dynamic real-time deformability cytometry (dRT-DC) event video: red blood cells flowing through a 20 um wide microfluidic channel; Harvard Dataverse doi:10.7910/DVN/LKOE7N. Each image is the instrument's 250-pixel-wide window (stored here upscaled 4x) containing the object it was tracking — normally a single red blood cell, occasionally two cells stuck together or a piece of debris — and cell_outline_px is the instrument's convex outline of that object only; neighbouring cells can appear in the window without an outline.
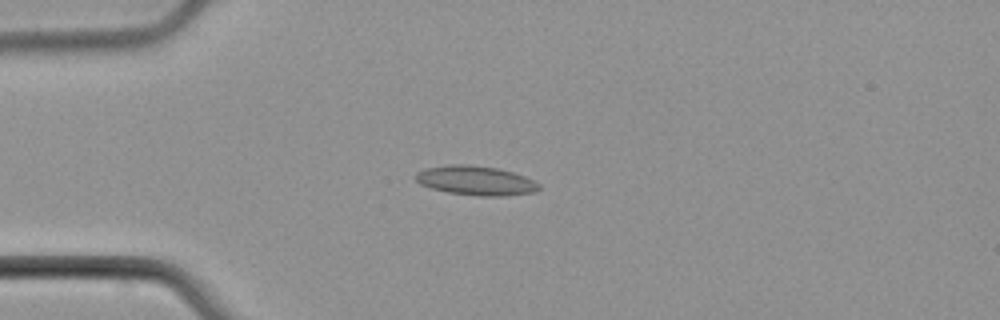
{"species": "common noctule bat (a hibernating species)", "species_latin": "Nyctalus noctula", "temperature_condition": "cold", "stored_images_in_passage": 3, "camera_frame_rate_fps": 3000, "um_per_image_px": 0.085, "animal": {"sex": "male", "body_mass_g": 21.5, "forearm_length_mm": 52.0}, "frame": {"image": 1, "passage_image": 3, "time_ms": 3.333, "image_size_px": [1000, 320], "cell_outline_px": [[540, 188], [536, 192], [504, 196], [480, 196], [448, 192], [432, 188], [420, 184], [416, 180], [416, 172], [424, 168], [452, 164], [468, 164], [496, 168], [512, 172], [524, 176], [540, 184]], "centroid_in_image_um": [40.44, 15.35], "position_along_channel_um": 44.6, "area_um2": 21.04}}